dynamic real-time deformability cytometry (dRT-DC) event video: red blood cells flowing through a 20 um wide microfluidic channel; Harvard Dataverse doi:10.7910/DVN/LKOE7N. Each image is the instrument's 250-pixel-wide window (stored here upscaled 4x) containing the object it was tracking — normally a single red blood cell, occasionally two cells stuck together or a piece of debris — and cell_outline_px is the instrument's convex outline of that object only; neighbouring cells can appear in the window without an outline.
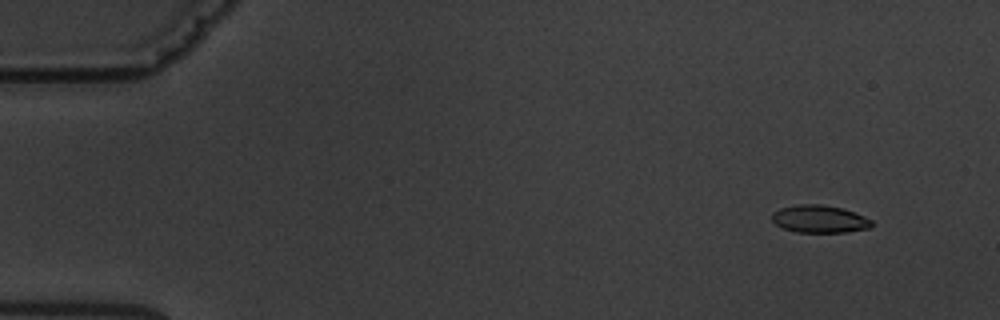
{"species": "common noctule bat (a hibernating species)", "species_latin": "Nyctalus noctula", "temperature_condition": "warm", "stored_images_in_passage": 11, "camera_frame_rate_fps": 3000, "um_per_image_px": 0.085, "animal": {"sex": "male", "body_mass_g": 19.5, "forearm_length_mm": 54.6}, "frame": {"image": 1, "passage_image": 2, "time_ms": 1.333, "image_size_px": [1000, 320], "cell_outline_px": [[872, 228], [848, 232], [796, 232], [784, 228], [776, 224], [772, 220], [772, 212], [780, 208], [800, 204], [820, 204], [840, 208], [864, 216], [872, 220]], "centroid_in_image_um": [69.66, 18.62], "position_along_channel_um": 15.3, "area_um2": 15.95}}
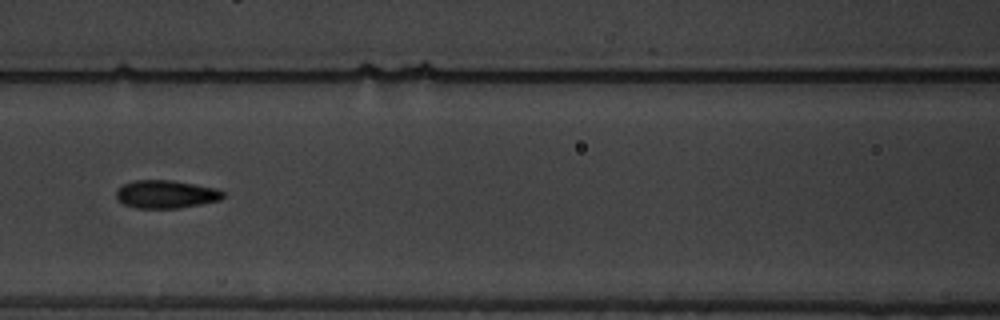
{"frame": {"image": 2, "passage_image": 7, "time_ms": 8.333, "image_size_px": [1000, 320], "cell_outline_px": [[224, 196], [220, 200], [180, 208], [136, 208], [124, 204], [116, 196], [116, 192], [124, 184], [136, 180], [172, 180], [216, 188], [224, 192]], "centroid_in_image_um": [14.13, 16.51], "position_along_channel_um": 152.5, "area_um2": 17.28}}
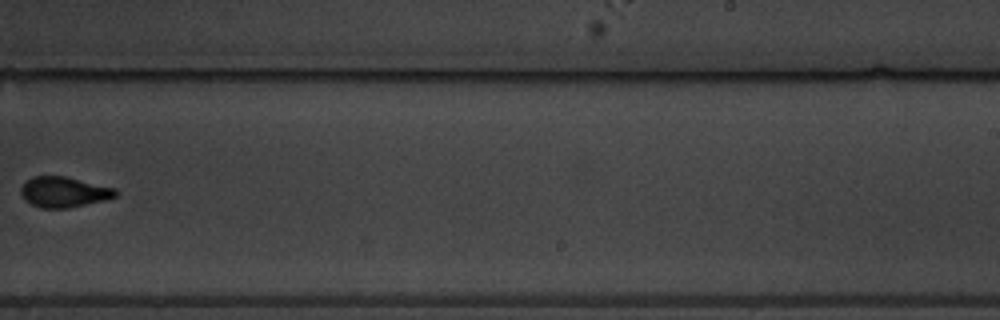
{"frame": {"image": 3, "passage_image": 10, "time_ms": 12.0, "image_size_px": [1000, 320], "cell_outline_px": [[120, 192], [116, 196], [104, 200], [68, 208], [40, 208], [24, 200], [20, 192], [20, 188], [24, 180], [32, 176], [64, 176], [116, 188]], "centroid_in_image_um": [5.4, 16.31], "position_along_channel_um": 283.6, "area_um2": 16.99}}